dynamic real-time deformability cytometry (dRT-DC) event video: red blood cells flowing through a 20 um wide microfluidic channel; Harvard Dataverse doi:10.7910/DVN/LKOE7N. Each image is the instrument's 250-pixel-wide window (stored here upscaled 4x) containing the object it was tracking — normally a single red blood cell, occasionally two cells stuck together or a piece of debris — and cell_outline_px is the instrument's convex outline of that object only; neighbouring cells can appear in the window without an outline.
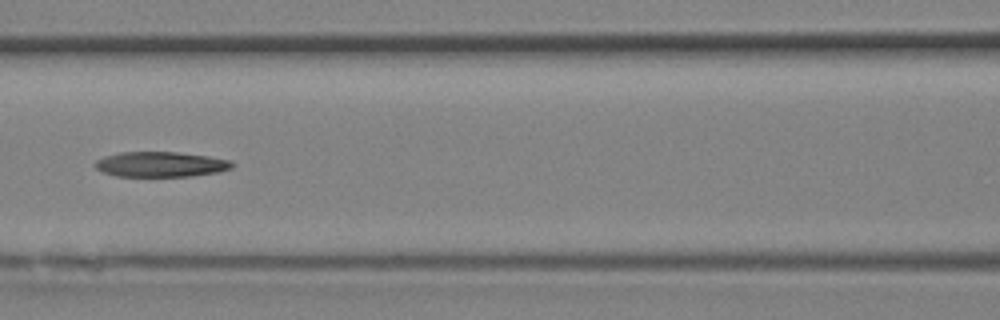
{"species": "Egyptian fruit bat (a non-hibernating species)", "species_latin": "Rousettus aegyptiacus", "temperature_condition": "room temperature", "stored_images_in_passage": 24, "camera_frame_rate_fps": 3000, "um_per_image_px": 0.085, "animal": {"sex": "female"}, "frame": {"image": 1, "passage_image": 8, "time_ms": 2.333, "image_size_px": [1000, 320], "cell_outline_px": [[236, 164], [232, 168], [220, 172], [192, 176], [116, 176], [104, 172], [96, 168], [92, 164], [96, 160], [104, 156], [120, 152], [176, 152], [208, 156], [232, 160]], "centroid_in_image_um": [13.69, 13.96], "position_along_channel_um": 152.9, "area_um2": 20.29}}
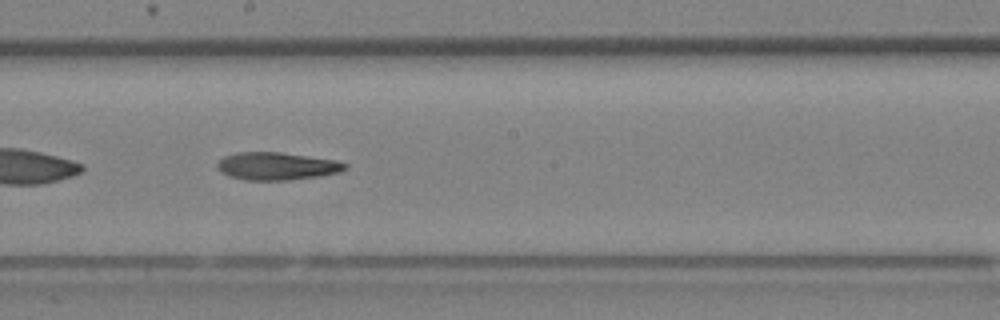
{"frame": {"image": 2, "passage_image": 11, "time_ms": 3.333, "image_size_px": [1000, 320], "cell_outline_px": [[348, 168], [340, 172], [320, 176], [288, 180], [244, 180], [228, 176], [220, 172], [216, 168], [216, 164], [224, 156], [236, 152], [280, 152], [336, 160], [348, 164]], "centroid_in_image_um": [23.51, 14.12], "position_along_channel_um": 224.7, "area_um2": 20.81}}